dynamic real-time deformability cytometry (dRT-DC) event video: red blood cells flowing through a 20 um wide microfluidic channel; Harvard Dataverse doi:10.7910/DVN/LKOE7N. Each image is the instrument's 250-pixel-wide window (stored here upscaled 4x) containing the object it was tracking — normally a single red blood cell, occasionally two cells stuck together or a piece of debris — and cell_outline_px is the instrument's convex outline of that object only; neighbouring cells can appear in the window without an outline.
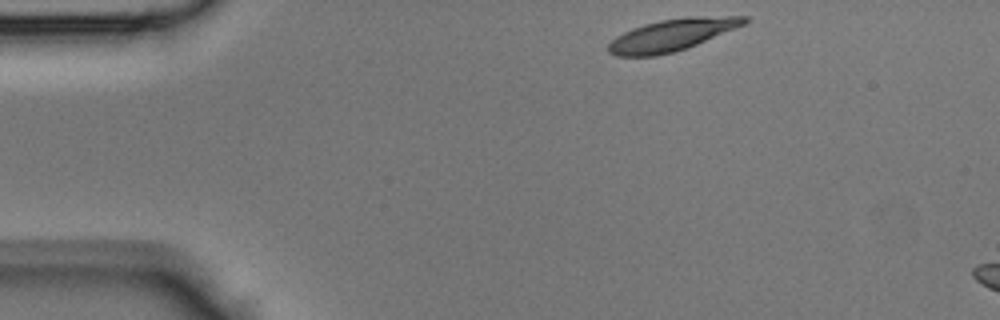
{"species": "Egyptian fruit bat (a non-hibernating species)", "species_latin": "Rousettus aegyptiacus", "temperature_condition": "room temperature", "stored_images_in_passage": 6, "camera_frame_rate_fps": 3000, "um_per_image_px": 0.085, "animal": {"sex": "male"}, "frame": {"image": 1, "passage_image": 1, "time_ms": 0.0, "image_size_px": [1000, 320], "cell_outline_px": [[748, 20], [744, 24], [696, 44], [672, 52], [656, 56], [616, 56], [608, 52], [608, 44], [616, 36], [632, 28], [644, 24], [660, 20], [688, 16], [748, 16]], "centroid_in_image_um": [57.07, 2.96], "position_along_channel_um": 27.9, "area_um2": 24.91}}